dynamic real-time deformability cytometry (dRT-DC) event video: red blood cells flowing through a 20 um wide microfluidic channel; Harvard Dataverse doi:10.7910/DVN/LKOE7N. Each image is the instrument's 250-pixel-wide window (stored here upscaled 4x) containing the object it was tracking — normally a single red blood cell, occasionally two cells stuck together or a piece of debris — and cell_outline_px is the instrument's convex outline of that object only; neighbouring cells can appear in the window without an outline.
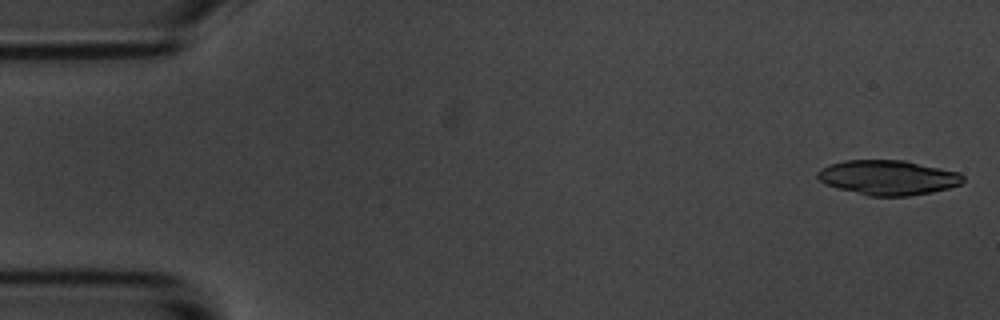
{"species": "common noctule bat (a hibernating species)", "species_latin": "Nyctalus noctula", "temperature_condition": "room temperature", "stored_images_in_passage": 18, "camera_frame_rate_fps": 3000, "um_per_image_px": 0.085, "animal": {"sex": "male", "body_mass_g": 20.1, "forearm_length_mm": 53.5}, "frame": {"image": 1, "passage_image": 1, "time_ms": 0.0, "image_size_px": [1000, 320], "cell_outline_px": [[964, 180], [960, 184], [948, 188], [932, 192], [908, 196], [868, 196], [836, 188], [824, 184], [816, 176], [816, 172], [820, 168], [844, 160], [904, 160], [960, 172], [964, 176]], "centroid_in_image_um": [75.46, 15.09], "position_along_channel_um": 9.5, "area_um2": 29.65}}